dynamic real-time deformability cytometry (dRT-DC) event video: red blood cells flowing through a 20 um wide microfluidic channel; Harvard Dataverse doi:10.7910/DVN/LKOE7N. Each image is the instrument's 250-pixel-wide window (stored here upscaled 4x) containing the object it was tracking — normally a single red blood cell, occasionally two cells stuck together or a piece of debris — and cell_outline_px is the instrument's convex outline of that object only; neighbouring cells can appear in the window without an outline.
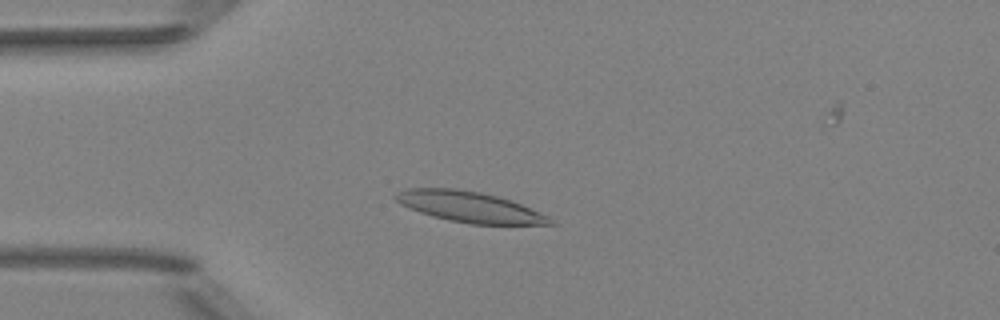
{"species": "Egyptian fruit bat (a non-hibernating species)", "species_latin": "Rousettus aegyptiacus", "temperature_condition": "room temperature", "stored_images_in_passage": 51, "camera_frame_rate_fps": 3000, "um_per_image_px": 0.085, "animal": {"sex": "female"}, "frame": {"image": 1, "passage_image": 12, "time_ms": 3.667, "image_size_px": [1000, 320], "cell_outline_px": [[556, 224], [472, 224], [448, 220], [432, 216], [420, 212], [400, 204], [392, 196], [396, 192], [404, 188], [456, 188], [480, 192], [512, 200], [548, 216]], "centroid_in_image_um": [39.86, 17.57], "position_along_channel_um": 45.1, "area_um2": 27.51}}
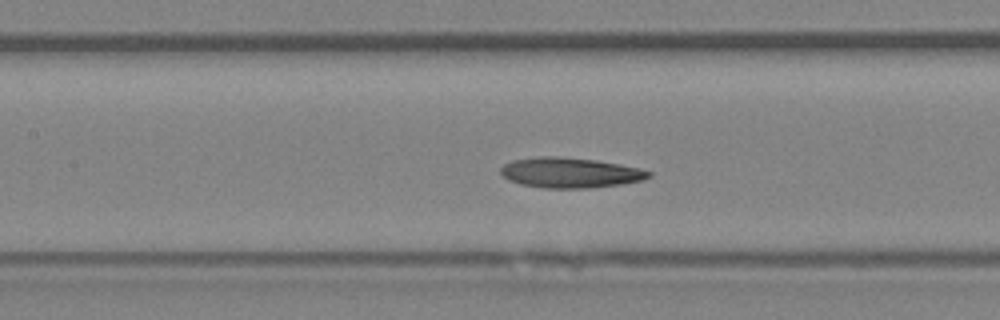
{"frame": {"image": 2, "passage_image": 22, "time_ms": 7.0, "image_size_px": [1000, 320], "cell_outline_px": [[652, 176], [644, 180], [620, 184], [588, 188], [544, 188], [520, 184], [508, 180], [500, 172], [500, 168], [504, 164], [512, 160], [540, 156], [560, 156], [596, 160], [620, 164], [640, 168], [652, 172]], "centroid_in_image_um": [48.46, 14.67], "position_along_channel_um": 158.9, "area_um2": 26.24}}
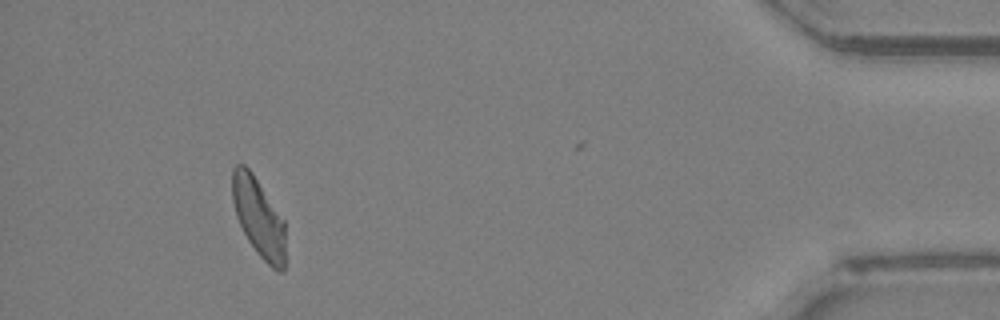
{"frame": {"image": 3, "passage_image": 46, "time_ms": 15.0, "image_size_px": [1000, 320], "cell_outline_px": [[284, 272], [280, 272], [272, 268], [256, 252], [248, 240], [236, 216], [232, 200], [232, 168], [236, 164], [244, 164], [252, 172], [284, 220]], "centroid_in_image_um": [21.96, 18.46], "position_along_channel_um": 413.2, "area_um2": 24.22}, "authors_computed_cell_mechanics": {"area_um2": 25.721, "velocity_mm_per_s": 3.9894, "shape_relaxation_time_tau1_ms": 5.2995, "shape_relaxation_time_tau2_ms": 4.1708, "deformation_change_tau1": 0.1493, "deformation_change_tau2": 0.1126}}